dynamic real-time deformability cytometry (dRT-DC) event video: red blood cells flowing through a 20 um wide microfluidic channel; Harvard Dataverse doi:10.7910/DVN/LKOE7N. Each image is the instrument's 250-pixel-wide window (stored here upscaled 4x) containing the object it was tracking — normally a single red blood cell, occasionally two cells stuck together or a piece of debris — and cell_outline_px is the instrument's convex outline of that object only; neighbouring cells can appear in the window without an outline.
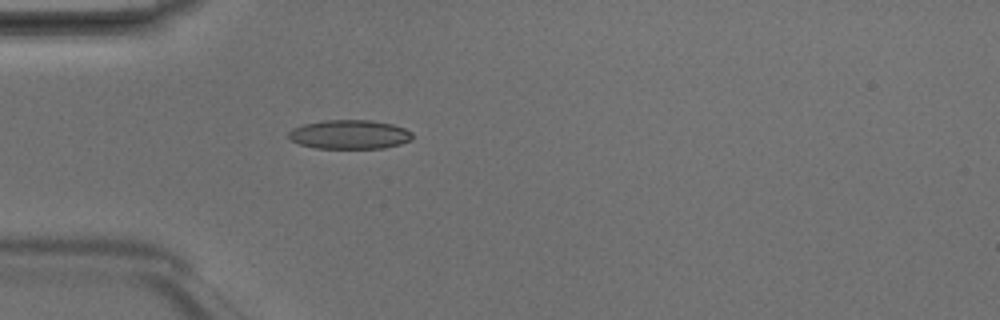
{"species": "Egyptian fruit bat (a non-hibernating species)", "species_latin": "Rousettus aegyptiacus", "temperature_condition": "room temperature", "stored_images_in_passage": 4, "camera_frame_rate_fps": 3000, "um_per_image_px": 0.085, "animal": {"sex": "male"}, "frame": {"image": 1, "passage_image": 4, "time_ms": 1.0, "image_size_px": [1000, 320], "cell_outline_px": [[412, 140], [400, 144], [384, 148], [316, 148], [300, 144], [292, 140], [288, 136], [288, 132], [292, 128], [304, 124], [324, 120], [372, 120], [392, 124], [404, 128], [412, 132]], "centroid_in_image_um": [29.72, 11.42], "position_along_channel_um": 55.3, "area_um2": 20.98}}